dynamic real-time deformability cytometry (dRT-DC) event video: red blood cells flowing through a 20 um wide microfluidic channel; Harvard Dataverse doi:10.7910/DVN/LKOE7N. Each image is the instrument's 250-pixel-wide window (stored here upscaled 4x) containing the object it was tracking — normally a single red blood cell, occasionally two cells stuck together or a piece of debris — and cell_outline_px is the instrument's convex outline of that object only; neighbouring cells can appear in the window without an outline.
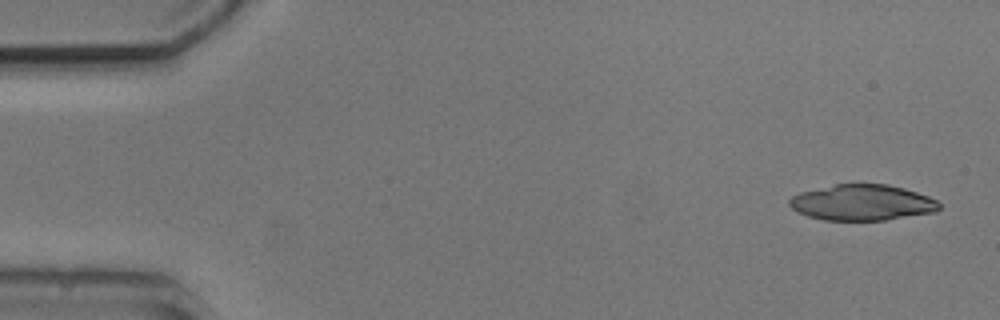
{"species": "common noctule bat (a hibernating species)", "species_latin": "Nyctalus noctula", "temperature_condition": "cold", "stored_images_in_passage": 7, "camera_frame_rate_fps": 3000, "um_per_image_px": 0.085, "animal": {"sex": "male", "body_mass_g": 20.5, "forearm_length_mm": 52.5}, "frame": {"image": 1, "passage_image": 1, "time_ms": 0.0, "image_size_px": [1000, 320], "cell_outline_px": [[940, 208], [936, 212], [884, 220], [824, 220], [808, 216], [792, 208], [788, 204], [788, 200], [792, 196], [800, 192], [836, 184], [888, 184], [904, 188], [928, 196], [936, 200], [940, 204]], "centroid_in_image_um": [73.29, 17.21], "position_along_channel_um": 11.7, "area_um2": 31.21}}
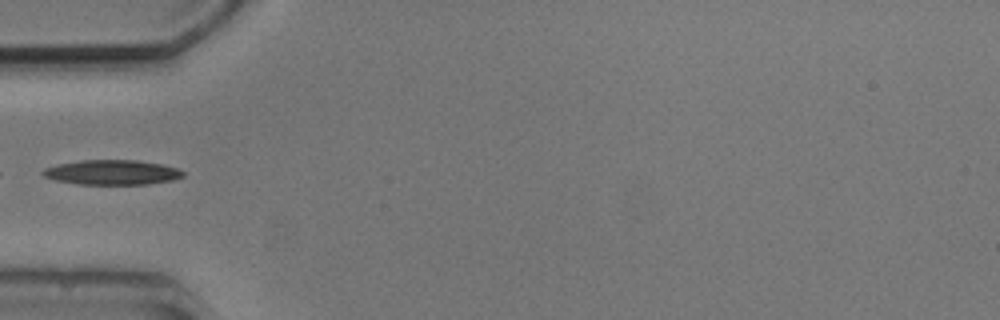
{"frame": {"image": 2, "passage_image": 5, "time_ms": 5.0, "image_size_px": [1000, 320], "cell_outline_px": [[184, 176], [172, 180], [148, 184], [76, 184], [56, 180], [44, 176], [40, 172], [44, 168], [56, 164], [80, 160], [140, 160], [180, 168], [184, 172]], "centroid_in_image_um": [9.52, 14.64], "position_along_channel_um": 75.5, "area_um2": 20.4}}